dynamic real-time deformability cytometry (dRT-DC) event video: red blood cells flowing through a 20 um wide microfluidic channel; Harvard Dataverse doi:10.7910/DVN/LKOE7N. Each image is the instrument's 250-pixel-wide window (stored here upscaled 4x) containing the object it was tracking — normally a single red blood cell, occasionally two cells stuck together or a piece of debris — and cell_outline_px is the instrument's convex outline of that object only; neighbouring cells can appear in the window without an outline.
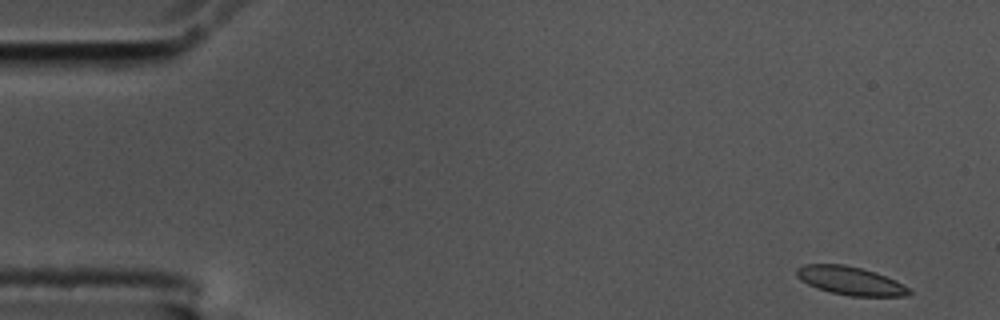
{"species": "common noctule bat (a hibernating species)", "species_latin": "Nyctalus noctula", "temperature_condition": "cold", "stored_images_in_passage": 54, "camera_frame_rate_fps": 3000, "um_per_image_px": 0.085, "animal": {"sex": "male", "body_mass_g": 17.5, "forearm_length_mm": 52.3}, "frame": {"image": 1, "passage_image": 1, "time_ms": 0.0, "image_size_px": [1000, 320], "cell_outline_px": [[912, 292], [908, 296], [852, 296], [832, 292], [816, 288], [800, 280], [796, 276], [796, 268], [804, 264], [844, 264], [876, 272], [896, 280], [908, 288]], "centroid_in_image_um": [72.27, 23.86], "position_along_channel_um": 12.7, "area_um2": 18.61}}
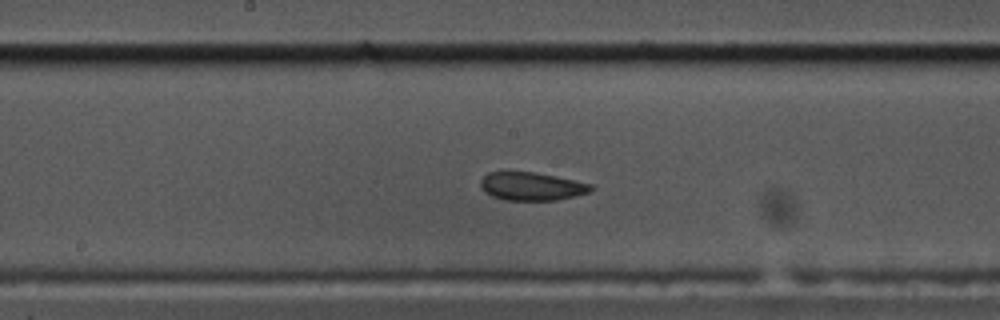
{"frame": {"image": 2, "passage_image": 27, "time_ms": 8.667, "image_size_px": [1000, 320], "cell_outline_px": [[596, 188], [588, 192], [576, 196], [556, 200], [504, 200], [492, 196], [484, 192], [480, 188], [480, 180], [488, 172], [536, 172], [592, 184]], "centroid_in_image_um": [45.18, 15.84], "position_along_channel_um": 203.0, "area_um2": 18.21}}
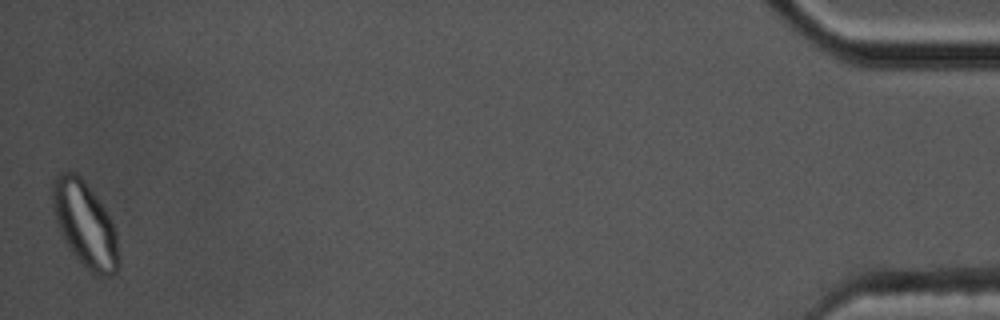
{"frame": {"image": 3, "passage_image": 54, "time_ms": 17.667, "image_size_px": [1000, 320], "cell_outline_px": [[120, 268], [112, 276], [96, 276], [72, 252], [56, 220], [52, 204], [52, 184], [56, 176], [60, 172], [76, 172], [84, 180], [100, 200], [116, 232], [120, 260]], "centroid_in_image_um": [7.26, 19.06], "position_along_channel_um": 427.9, "area_um2": 32.48}, "authors_computed_cell_mechanics": {"area_um2": 19.0451, "velocity_mm_per_s": 3.5373, "shape_relaxation_time_tau1_ms": null, "shape_relaxation_time_tau2_ms": 2.6588, "deformation_change_tau1": null, "deformation_change_tau2": 0.0795}}